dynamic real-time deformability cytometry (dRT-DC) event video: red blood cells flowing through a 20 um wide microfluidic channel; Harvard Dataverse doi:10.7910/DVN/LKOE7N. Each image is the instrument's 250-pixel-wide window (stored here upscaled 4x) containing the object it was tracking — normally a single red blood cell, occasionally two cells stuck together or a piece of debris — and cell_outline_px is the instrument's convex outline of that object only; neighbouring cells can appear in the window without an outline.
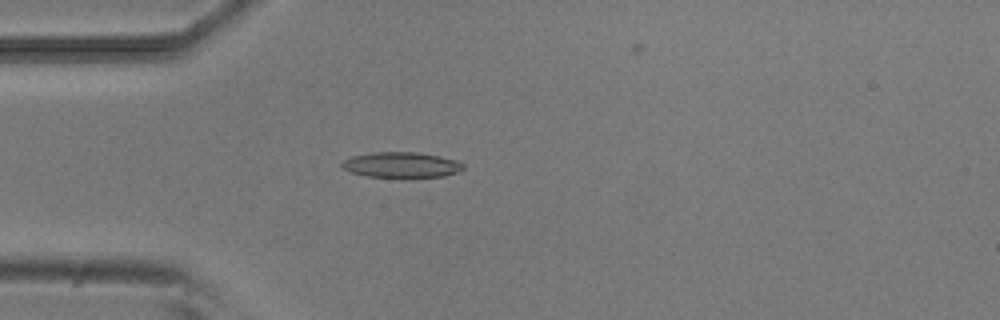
{"species": "common noctule bat (a hibernating species)", "species_latin": "Nyctalus noctula", "temperature_condition": "room temperature", "stored_images_in_passage": 52, "camera_frame_rate_fps": 3000, "um_per_image_px": 0.085, "animal": {"sex": "male", "body_mass_g": 20.5, "forearm_length_mm": 52.5}, "frame": {"image": 1, "passage_image": 14, "time_ms": 4.333, "image_size_px": [1000, 320], "cell_outline_px": [[464, 168], [456, 172], [444, 176], [412, 180], [400, 180], [368, 176], [352, 172], [344, 168], [340, 164], [344, 160], [352, 156], [372, 152], [416, 152], [440, 156], [456, 160], [464, 164]], "centroid_in_image_um": [34.15, 14.06], "position_along_channel_um": 50.9, "area_um2": 18.84}}
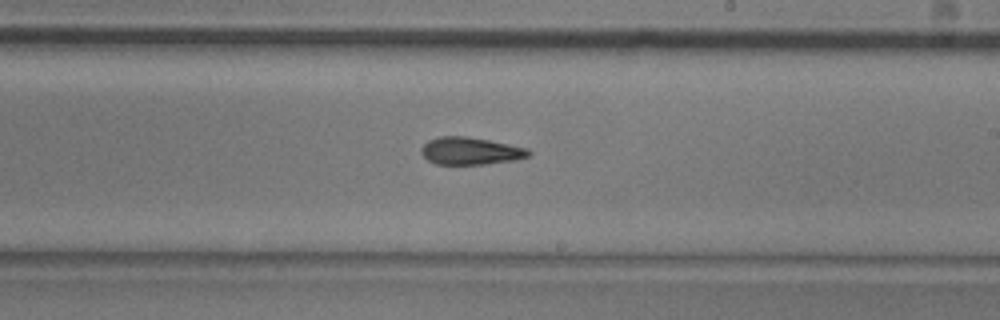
{"frame": {"image": 2, "passage_image": 30, "time_ms": 9.667, "image_size_px": [1000, 320], "cell_outline_px": [[532, 152], [528, 156], [516, 160], [484, 164], [436, 164], [428, 160], [420, 152], [420, 148], [428, 140], [440, 136], [464, 136], [488, 140], [528, 148]], "centroid_in_image_um": [39.98, 12.83], "position_along_channel_um": 249.0, "area_um2": 17.11}}
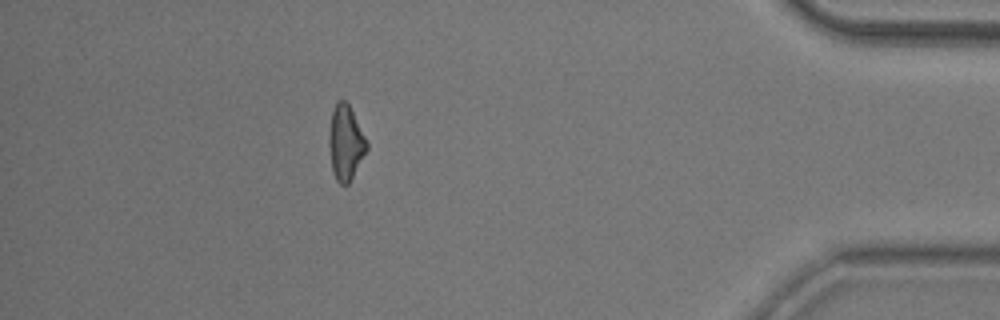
{"frame": {"image": 3, "passage_image": 46, "time_ms": 15.0, "image_size_px": [1000, 320], "cell_outline_px": [[368, 148], [348, 184], [340, 184], [336, 180], [332, 168], [328, 144], [328, 136], [332, 112], [336, 100], [344, 100], [348, 104], [368, 144]], "centroid_in_image_um": [29.35, 12.13], "position_along_channel_um": 405.9, "area_um2": 16.13}, "authors_computed_cell_mechanics": {"area_um2": 17.2244, "velocity_mm_per_s": 3.8613, "shape_relaxation_time_tau1_ms": 5.1597, "shape_relaxation_time_tau2_ms": 3.0575, "deformation_change_tau1": 0.1367, "deformation_change_tau2": 0.1122}}